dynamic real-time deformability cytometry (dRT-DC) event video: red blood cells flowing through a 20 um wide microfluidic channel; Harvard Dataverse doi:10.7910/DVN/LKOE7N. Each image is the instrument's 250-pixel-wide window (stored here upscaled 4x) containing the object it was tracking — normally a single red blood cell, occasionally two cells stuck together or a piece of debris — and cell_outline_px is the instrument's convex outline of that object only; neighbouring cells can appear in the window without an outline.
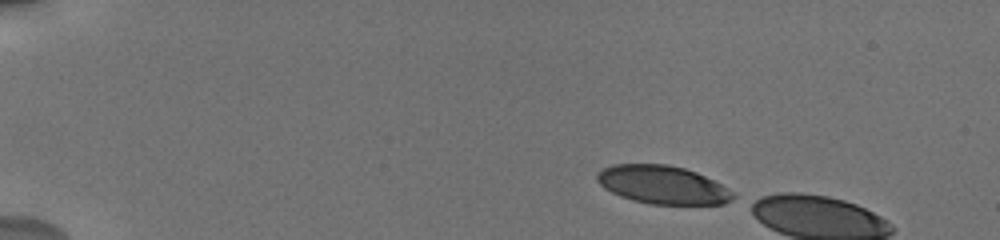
{"species": "human", "species_latin": "Homo sapiens", "temperature_condition": "cold", "stored_images_in_passage": 5, "camera_frame_rate_fps": 3000, "um_per_image_px": 0.085, "donor": {"sex": "male"}, "frame": {"image": 1, "passage_image": 1, "time_ms": 0.0, "image_size_px": [1000, 240], "cell_outline_px": [[736, 196], [732, 200], [724, 204], [652, 204], [632, 200], [620, 196], [604, 188], [596, 180], [596, 172], [612, 164], [668, 164], [684, 168], [696, 172], [736, 192]], "centroid_in_image_um": [56.32, 15.71], "position_along_channel_um": 28.7, "area_um2": 30.4}}